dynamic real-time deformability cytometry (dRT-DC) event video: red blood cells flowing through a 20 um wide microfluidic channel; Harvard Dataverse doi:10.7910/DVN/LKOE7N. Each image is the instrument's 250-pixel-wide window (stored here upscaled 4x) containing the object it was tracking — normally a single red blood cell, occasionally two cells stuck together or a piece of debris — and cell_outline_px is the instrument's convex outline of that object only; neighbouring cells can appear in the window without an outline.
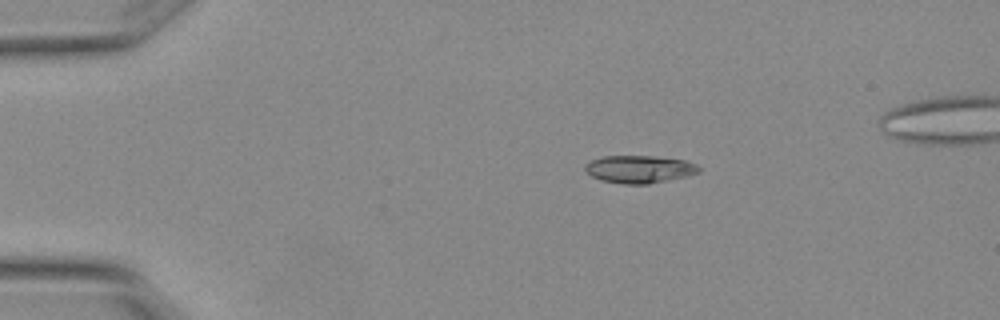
{"species": "Egyptian fruit bat (a non-hibernating species)", "species_latin": "Rousettus aegyptiacus", "temperature_condition": "warm", "stored_images_in_passage": 4, "camera_frame_rate_fps": 3000, "um_per_image_px": 0.085, "animal": {"sex": "female"}, "frame": {"image": 1, "passage_image": 1, "time_ms": 0.0, "image_size_px": [1000, 320], "cell_outline_px": [[700, 172], [668, 180], [648, 184], [624, 184], [600, 180], [592, 176], [584, 168], [584, 164], [592, 160], [604, 156], [652, 156], [684, 160], [696, 164], [700, 168]], "centroid_in_image_um": [54.33, 14.38], "position_along_channel_um": 30.7, "area_um2": 18.15}}
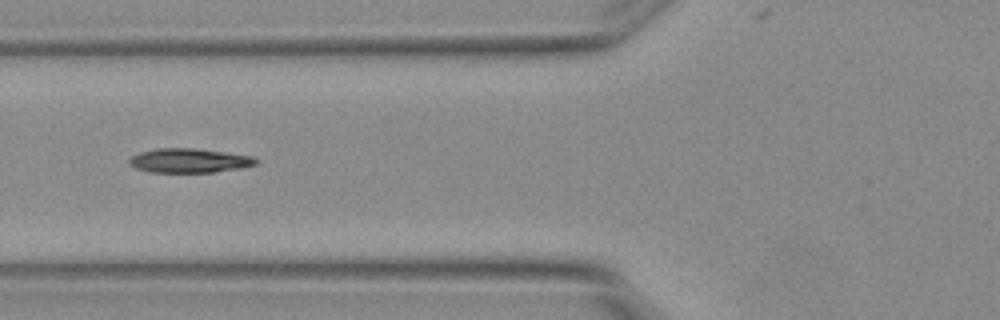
{"frame": {"image": 2, "passage_image": 4, "time_ms": 1.0, "image_size_px": [1000, 320], "cell_outline_px": [[260, 160], [256, 164], [240, 168], [212, 172], [152, 172], [136, 168], [128, 164], [128, 160], [132, 156], [140, 152], [156, 148], [192, 148], [224, 152], [252, 156]], "centroid_in_image_um": [16.07, 13.64], "position_along_channel_um": 109.7, "area_um2": 17.8}}